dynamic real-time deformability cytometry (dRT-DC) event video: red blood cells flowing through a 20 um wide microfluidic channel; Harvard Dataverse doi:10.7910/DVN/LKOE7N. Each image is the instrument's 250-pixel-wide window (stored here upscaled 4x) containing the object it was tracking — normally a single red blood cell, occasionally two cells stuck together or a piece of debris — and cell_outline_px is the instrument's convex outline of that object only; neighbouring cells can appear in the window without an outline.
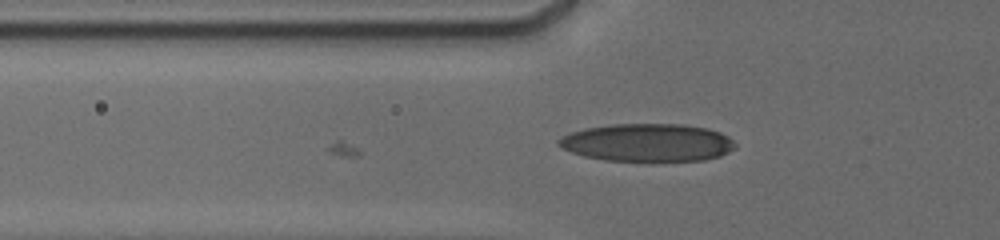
{"species": "human", "species_latin": "Homo sapiens", "temperature_condition": "cold", "stored_images_in_passage": 4, "camera_frame_rate_fps": 3000, "um_per_image_px": 0.085, "donor": {"sex": "male"}, "frame": {"image": 1, "passage_image": 4, "time_ms": 1.0, "image_size_px": [1000, 240], "cell_outline_px": [[736, 148], [720, 156], [704, 160], [604, 160], [584, 156], [560, 148], [556, 144], [556, 140], [572, 132], [584, 128], [612, 124], [684, 124], [708, 128], [720, 132], [728, 136], [736, 144]], "centroid_in_image_um": [55.03, 12.11], "position_along_channel_um": 70.8, "area_um2": 38.9}}